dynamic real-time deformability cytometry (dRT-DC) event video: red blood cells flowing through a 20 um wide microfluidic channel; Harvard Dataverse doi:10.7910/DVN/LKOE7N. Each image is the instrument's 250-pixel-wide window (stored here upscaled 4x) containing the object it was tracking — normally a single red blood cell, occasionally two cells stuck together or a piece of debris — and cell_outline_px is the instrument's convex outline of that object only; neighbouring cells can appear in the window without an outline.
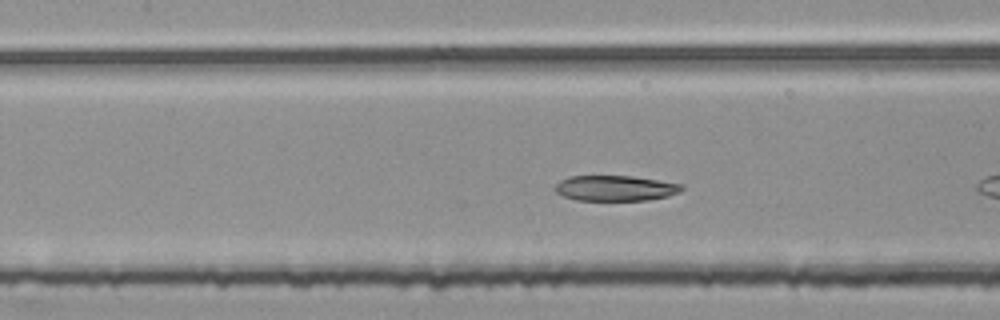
{"species": "common noctule bat (a hibernating species)", "species_latin": "Nyctalus noctula", "temperature_condition": "room temperature", "stored_images_in_passage": 9, "camera_frame_rate_fps": 3000, "um_per_image_px": 0.085, "animal": {"sex": "female", "body_mass_g": 25.1}, "frame": {"image": 1, "passage_image": 8, "time_ms": 2.333, "image_size_px": [1000, 320], "cell_outline_px": [[684, 188], [680, 192], [668, 196], [648, 200], [576, 200], [564, 196], [556, 192], [556, 184], [560, 180], [568, 176], [632, 176], [684, 184]], "centroid_in_image_um": [52.33, 15.99], "position_along_channel_um": 155.1, "area_um2": 18.79}}